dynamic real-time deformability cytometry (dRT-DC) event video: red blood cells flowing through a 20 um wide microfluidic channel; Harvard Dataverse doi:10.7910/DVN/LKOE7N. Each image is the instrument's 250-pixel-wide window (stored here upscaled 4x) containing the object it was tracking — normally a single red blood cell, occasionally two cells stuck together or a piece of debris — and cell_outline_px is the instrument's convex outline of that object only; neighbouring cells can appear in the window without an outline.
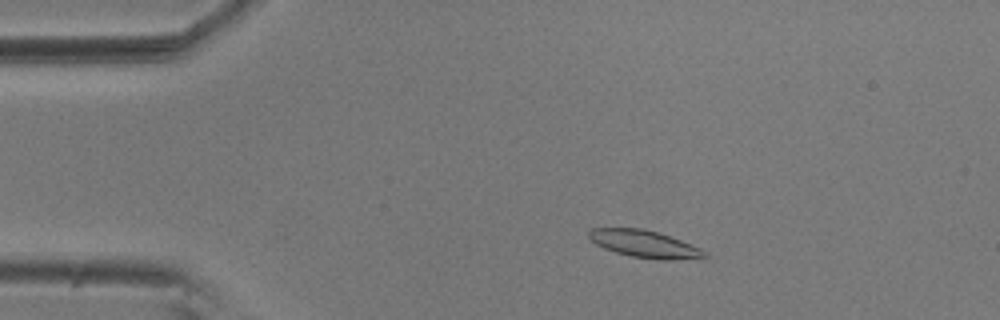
{"species": "common noctule bat (a hibernating species)", "species_latin": "Nyctalus noctula", "temperature_condition": "room temperature", "stored_images_in_passage": 48, "camera_frame_rate_fps": 3000, "um_per_image_px": 0.085, "animal": {"sex": "male", "body_mass_g": 20.5, "forearm_length_mm": 52.5}, "frame": {"image": 1, "passage_image": 2, "time_ms": 0.333, "image_size_px": [1000, 320], "cell_outline_px": [[708, 256], [668, 260], [660, 260], [632, 256], [616, 252], [604, 248], [596, 244], [588, 236], [588, 232], [592, 228], [640, 228], [656, 232], [680, 240], [700, 248], [708, 252]], "centroid_in_image_um": [54.76, 20.73], "position_along_channel_um": 30.2, "area_um2": 17.98}}
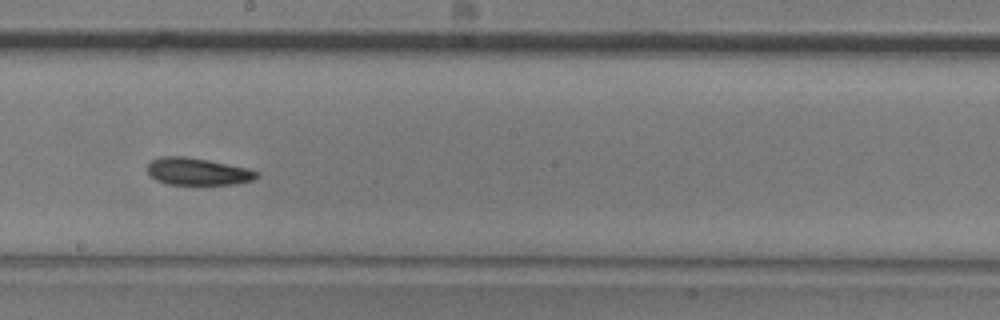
{"frame": {"image": 2, "passage_image": 23, "time_ms": 7.333, "image_size_px": [1000, 320], "cell_outline_px": [[260, 176], [252, 180], [236, 184], [168, 184], [156, 180], [148, 172], [148, 164], [152, 160], [160, 156], [184, 156], [208, 160], [244, 168], [260, 172]], "centroid_in_image_um": [16.79, 14.58], "position_along_channel_um": 231.4, "area_um2": 17.11}}
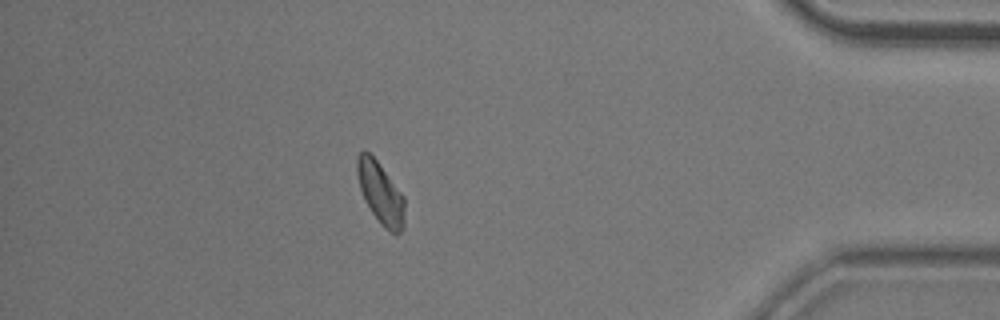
{"frame": {"image": 3, "passage_image": 41, "time_ms": 13.333, "image_size_px": [1000, 320], "cell_outline_px": [[404, 224], [400, 232], [396, 236], [384, 228], [380, 224], [364, 200], [360, 188], [356, 172], [356, 160], [360, 152], [368, 152], [376, 160], [404, 196]], "centroid_in_image_um": [32.34, 16.45], "position_along_channel_um": 402.9, "area_um2": 16.99}, "authors_computed_cell_mechanics": {"area_um2": 17.5712, "velocity_mm_per_s": 3.5886, "shape_relaxation_time_tau1_ms": 10.6756, "shape_relaxation_time_tau2_ms": 7.0164, "deformation_change_tau1": 0.1811, "deformation_change_tau2": 0.1351}}